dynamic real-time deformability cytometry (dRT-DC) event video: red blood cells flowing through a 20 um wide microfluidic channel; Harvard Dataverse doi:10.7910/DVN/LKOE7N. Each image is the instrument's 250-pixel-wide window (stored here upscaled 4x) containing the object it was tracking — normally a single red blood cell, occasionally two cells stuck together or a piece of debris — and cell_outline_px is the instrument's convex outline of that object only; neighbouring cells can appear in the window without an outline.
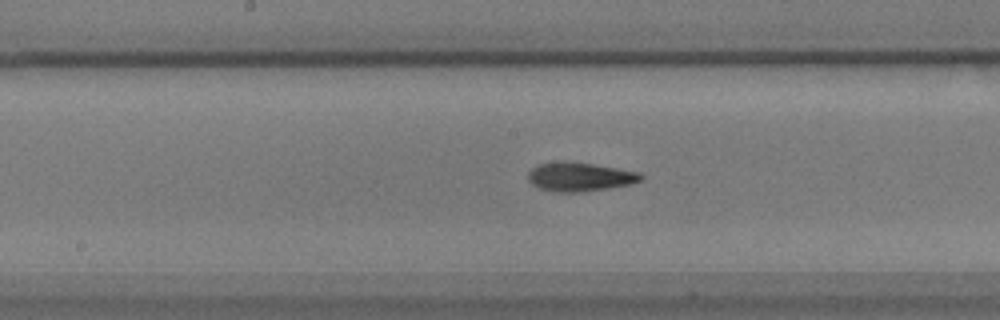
{"species": "common noctule bat (a hibernating species)", "species_latin": "Nyctalus noctula", "temperature_condition": "warm", "stored_images_in_passage": 15, "camera_frame_rate_fps": 3000, "um_per_image_px": 0.085, "animal": {"sex": "male", "body_mass_g": 17.9}, "frame": {"image": 1, "passage_image": 13, "time_ms": 4.0, "image_size_px": [1000, 320], "cell_outline_px": [[644, 180], [632, 184], [608, 188], [580, 192], [552, 192], [540, 188], [532, 184], [528, 180], [528, 172], [532, 168], [540, 164], [592, 164], [640, 172], [644, 176]], "centroid_in_image_um": [49.35, 15.08], "position_along_channel_um": 198.9, "area_um2": 18.38}}